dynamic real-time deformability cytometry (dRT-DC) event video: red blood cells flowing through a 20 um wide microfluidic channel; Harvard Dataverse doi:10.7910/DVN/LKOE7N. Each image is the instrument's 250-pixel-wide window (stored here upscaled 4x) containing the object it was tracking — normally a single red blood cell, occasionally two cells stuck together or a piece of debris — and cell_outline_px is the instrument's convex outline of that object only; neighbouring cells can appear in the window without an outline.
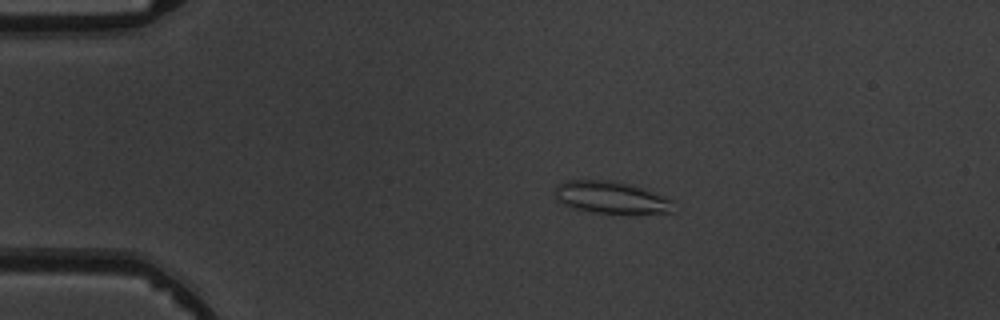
{"species": "common noctule bat (a hibernating species)", "species_latin": "Nyctalus noctula", "temperature_condition": "warm", "stored_images_in_passage": 6, "camera_frame_rate_fps": 3000, "um_per_image_px": 0.085, "animal": {"sex": "male", "body_mass_g": 19.5, "forearm_length_mm": 54.6}, "frame": {"image": 1, "passage_image": 2, "time_ms": 1.333, "image_size_px": [1000, 320], "cell_outline_px": [[672, 212], [592, 212], [572, 208], [556, 200], [556, 188], [560, 184], [568, 180], [608, 180], [628, 184], [640, 188], [672, 200]], "centroid_in_image_um": [51.86, 16.77], "position_along_channel_um": 33.1, "area_um2": 21.27}}
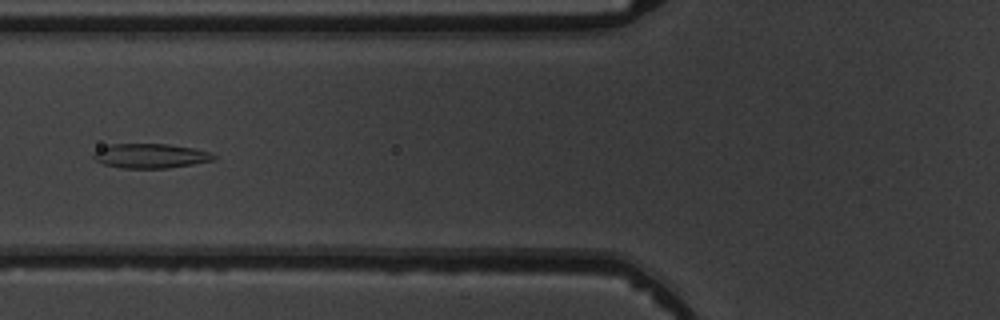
{"frame": {"image": 2, "passage_image": 5, "time_ms": 4.667, "image_size_px": [1000, 320], "cell_outline_px": [[216, 156], [212, 160], [192, 164], [168, 168], [120, 168], [104, 164], [96, 160], [92, 156], [92, 152], [112, 144], [168, 144], [192, 148], [208, 152]], "centroid_in_image_um": [12.75, 13.25], "position_along_channel_um": 113.1, "area_um2": 16.94}}
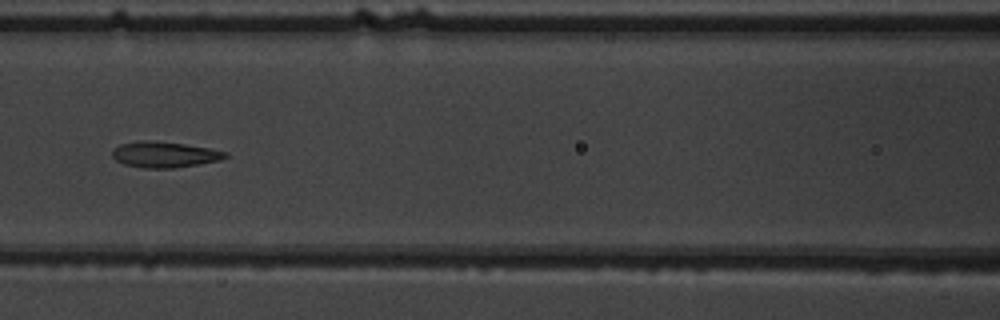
{"frame": {"image": 3, "passage_image": 6, "time_ms": 5.667, "image_size_px": [1000, 320], "cell_outline_px": [[228, 156], [220, 160], [176, 168], [144, 168], [124, 164], [116, 160], [112, 156], [112, 148], [120, 144], [140, 140], [144, 140], [184, 144], [208, 148], [228, 152]], "centroid_in_image_um": [13.96, 13.14], "position_along_channel_um": 152.6, "area_um2": 16.99}}